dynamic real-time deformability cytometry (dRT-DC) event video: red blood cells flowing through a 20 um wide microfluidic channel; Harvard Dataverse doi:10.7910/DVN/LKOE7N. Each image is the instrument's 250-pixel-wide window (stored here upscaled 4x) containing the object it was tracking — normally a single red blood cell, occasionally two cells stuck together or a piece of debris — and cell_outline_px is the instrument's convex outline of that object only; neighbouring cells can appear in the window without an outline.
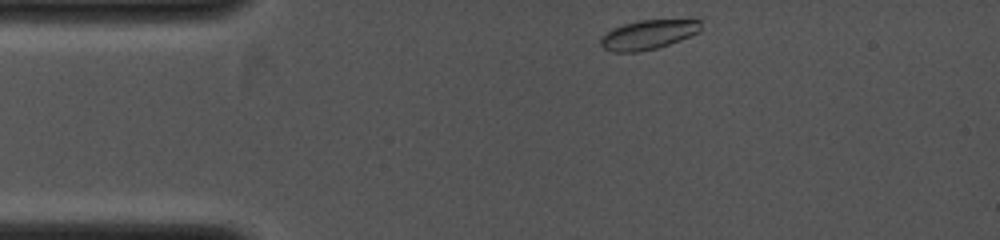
{"species": "common noctule bat (a hibernating species)", "species_latin": "Nyctalus noctula", "temperature_condition": "cold", "stored_images_in_passage": 14, "camera_frame_rate_fps": 4000, "um_per_image_px": 0.085, "animal": {"sex": "female", "body_mass_g": 19.0, "forearm_length_mm": 53.3}, "frame": {"image": 1, "passage_image": 1, "time_ms": 0.0, "image_size_px": [1000, 240], "cell_outline_px": [[700, 32], [680, 40], [656, 48], [636, 52], [612, 52], [604, 48], [600, 44], [600, 36], [612, 28], [624, 24], [640, 20], [700, 20]], "centroid_in_image_um": [55.05, 2.95], "position_along_channel_um": 30.0, "area_um2": 17.05}}
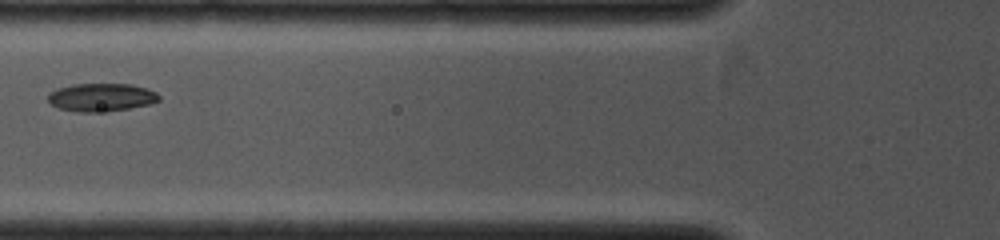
{"frame": {"image": 2, "passage_image": 7, "time_ms": 2.5, "image_size_px": [1000, 240], "cell_outline_px": [[160, 100], [148, 104], [128, 108], [96, 112], [76, 112], [60, 108], [52, 104], [48, 100], [48, 92], [56, 88], [72, 84], [132, 84], [148, 88], [156, 92], [160, 96]], "centroid_in_image_um": [8.6, 8.25], "position_along_channel_um": 117.2, "area_um2": 18.15}}
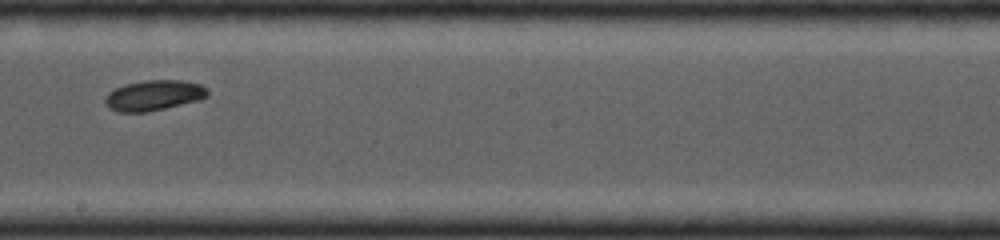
{"frame": {"image": 3, "passage_image": 13, "time_ms": 4.75, "image_size_px": [1000, 240], "cell_outline_px": [[208, 96], [200, 100], [148, 112], [116, 112], [108, 108], [104, 104], [104, 100], [108, 92], [124, 84], [144, 80], [180, 80], [200, 84], [208, 88]], "centroid_in_image_um": [13.06, 8.11], "position_along_channel_um": 235.1, "area_um2": 18.38}}